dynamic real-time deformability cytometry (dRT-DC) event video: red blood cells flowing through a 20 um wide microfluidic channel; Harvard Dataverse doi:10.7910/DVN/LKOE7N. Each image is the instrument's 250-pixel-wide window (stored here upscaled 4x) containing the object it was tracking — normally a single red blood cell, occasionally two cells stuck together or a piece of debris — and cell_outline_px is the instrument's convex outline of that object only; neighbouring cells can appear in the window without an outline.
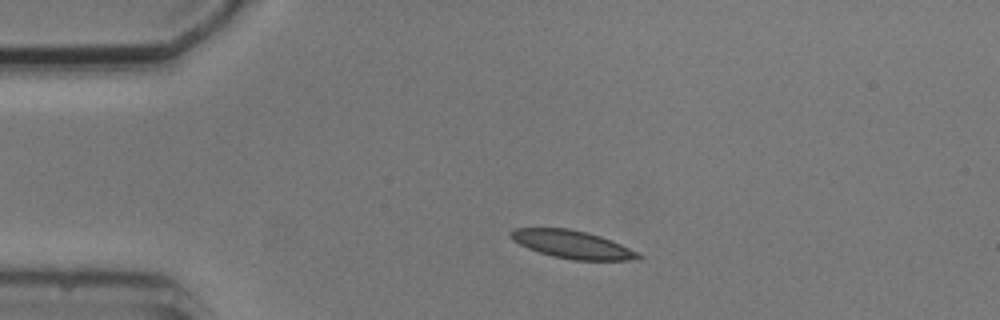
{"species": "common noctule bat (a hibernating species)", "species_latin": "Nyctalus noctula", "temperature_condition": "cold", "stored_images_in_passage": 3, "camera_frame_rate_fps": 3000, "um_per_image_px": 0.085, "animal": {"sex": "male", "body_mass_g": 20.5, "forearm_length_mm": 52.5}, "frame": {"image": 1, "passage_image": 2, "time_ms": 1.333, "image_size_px": [1000, 320], "cell_outline_px": [[644, 256], [640, 260], [572, 260], [552, 256], [528, 248], [512, 240], [508, 236], [508, 232], [516, 228], [568, 228], [600, 236], [620, 244]], "centroid_in_image_um": [48.62, 20.78], "position_along_channel_um": 36.4, "area_um2": 20.63}}
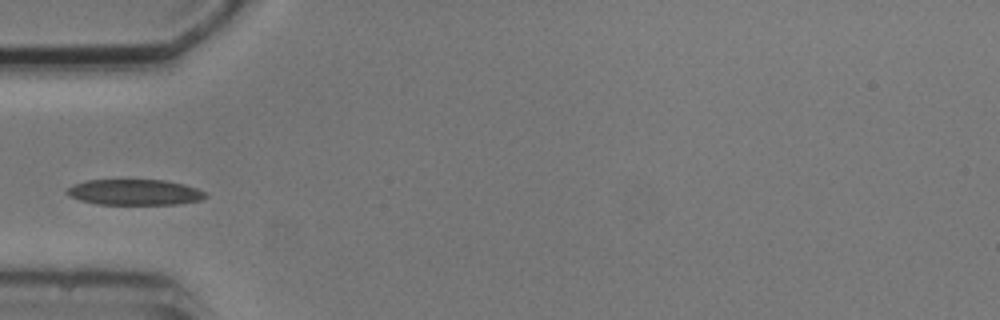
{"frame": {"image": 2, "passage_image": 3, "time_ms": 3.333, "image_size_px": [1000, 320], "cell_outline_px": [[208, 196], [200, 200], [180, 204], [96, 204], [80, 200], [64, 192], [72, 184], [84, 180], [164, 180], [184, 184], [196, 188], [204, 192]], "centroid_in_image_um": [11.43, 16.33], "position_along_channel_um": 73.6, "area_um2": 20.75}}